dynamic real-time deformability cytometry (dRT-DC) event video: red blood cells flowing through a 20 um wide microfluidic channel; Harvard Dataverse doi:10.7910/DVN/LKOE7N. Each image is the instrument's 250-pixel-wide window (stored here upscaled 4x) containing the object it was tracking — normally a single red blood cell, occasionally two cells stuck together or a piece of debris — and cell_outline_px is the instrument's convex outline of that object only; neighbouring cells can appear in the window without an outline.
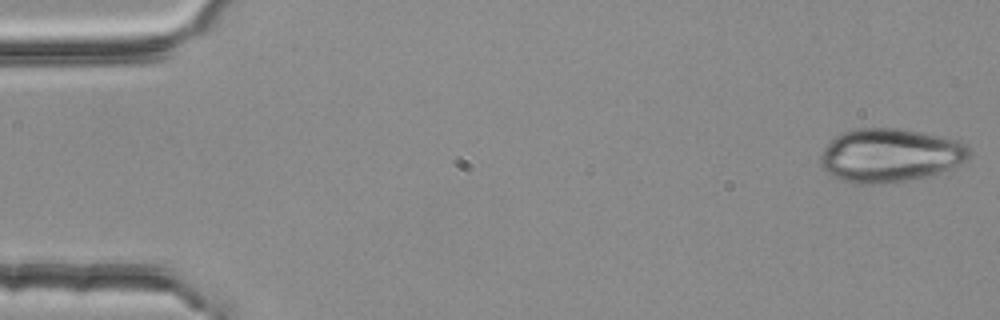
{"species": "common noctule bat (a hibernating species)", "species_latin": "Nyctalus noctula", "temperature_condition": "room temperature", "stored_images_in_passage": 4, "segment_of_instrument_passage": [2, 2], "camera_frame_rate_fps": 3000, "um_per_image_px": 0.085, "animal": {"sex": "female", "body_mass_g": 25.1}, "frame": {"image": 1, "passage_image": 4, "time_ms": 1.0, "image_size_px": [1000, 320], "cell_outline_px": [[972, 152], [968, 160], [940, 172], [924, 176], [884, 184], [852, 184], [828, 176], [820, 164], [820, 156], [824, 148], [836, 136], [844, 132], [856, 128], [896, 128], [920, 132], [960, 140], [968, 144], [972, 148]], "centroid_in_image_um": [75.64, 13.21], "position_along_channel_um": 9.4, "area_um2": 46.82}}